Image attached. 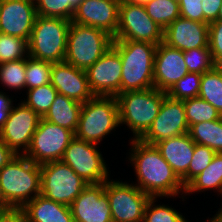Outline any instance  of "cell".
I'll return each instance as SVG.
<instances>
[{"label":"cell","instance_id":"obj_32","mask_svg":"<svg viewBox=\"0 0 222 222\" xmlns=\"http://www.w3.org/2000/svg\"><path fill=\"white\" fill-rule=\"evenodd\" d=\"M58 92L51 83L29 89L27 92V100L23 101L41 118L48 112L51 104L54 102Z\"/></svg>","mask_w":222,"mask_h":222},{"label":"cell","instance_id":"obj_5","mask_svg":"<svg viewBox=\"0 0 222 222\" xmlns=\"http://www.w3.org/2000/svg\"><path fill=\"white\" fill-rule=\"evenodd\" d=\"M119 124L116 96H94L82 104L75 137L98 144Z\"/></svg>","mask_w":222,"mask_h":222},{"label":"cell","instance_id":"obj_38","mask_svg":"<svg viewBox=\"0 0 222 222\" xmlns=\"http://www.w3.org/2000/svg\"><path fill=\"white\" fill-rule=\"evenodd\" d=\"M183 56L188 71L191 73L203 74L213 68V59L209 46L184 51Z\"/></svg>","mask_w":222,"mask_h":222},{"label":"cell","instance_id":"obj_42","mask_svg":"<svg viewBox=\"0 0 222 222\" xmlns=\"http://www.w3.org/2000/svg\"><path fill=\"white\" fill-rule=\"evenodd\" d=\"M0 222H26L22 208H11L0 212Z\"/></svg>","mask_w":222,"mask_h":222},{"label":"cell","instance_id":"obj_1","mask_svg":"<svg viewBox=\"0 0 222 222\" xmlns=\"http://www.w3.org/2000/svg\"><path fill=\"white\" fill-rule=\"evenodd\" d=\"M130 161L134 164L141 191L150 197L177 196L185 187L171 166L164 160L155 145L131 139Z\"/></svg>","mask_w":222,"mask_h":222},{"label":"cell","instance_id":"obj_8","mask_svg":"<svg viewBox=\"0 0 222 222\" xmlns=\"http://www.w3.org/2000/svg\"><path fill=\"white\" fill-rule=\"evenodd\" d=\"M40 171V195L67 206L89 185L62 161L41 164Z\"/></svg>","mask_w":222,"mask_h":222},{"label":"cell","instance_id":"obj_26","mask_svg":"<svg viewBox=\"0 0 222 222\" xmlns=\"http://www.w3.org/2000/svg\"><path fill=\"white\" fill-rule=\"evenodd\" d=\"M209 189L222 195V153H216L209 166L185 187V194Z\"/></svg>","mask_w":222,"mask_h":222},{"label":"cell","instance_id":"obj_7","mask_svg":"<svg viewBox=\"0 0 222 222\" xmlns=\"http://www.w3.org/2000/svg\"><path fill=\"white\" fill-rule=\"evenodd\" d=\"M112 43L113 37L107 32L71 22L64 61L86 71L112 47Z\"/></svg>","mask_w":222,"mask_h":222},{"label":"cell","instance_id":"obj_37","mask_svg":"<svg viewBox=\"0 0 222 222\" xmlns=\"http://www.w3.org/2000/svg\"><path fill=\"white\" fill-rule=\"evenodd\" d=\"M156 197H151L146 204L142 222H188L183 215L172 207L154 205Z\"/></svg>","mask_w":222,"mask_h":222},{"label":"cell","instance_id":"obj_36","mask_svg":"<svg viewBox=\"0 0 222 222\" xmlns=\"http://www.w3.org/2000/svg\"><path fill=\"white\" fill-rule=\"evenodd\" d=\"M215 154L216 152L211 148L195 144L193 159L187 173L181 178L184 187L209 166Z\"/></svg>","mask_w":222,"mask_h":222},{"label":"cell","instance_id":"obj_2","mask_svg":"<svg viewBox=\"0 0 222 222\" xmlns=\"http://www.w3.org/2000/svg\"><path fill=\"white\" fill-rule=\"evenodd\" d=\"M158 45L134 40H113L122 61L121 93L154 88V57Z\"/></svg>","mask_w":222,"mask_h":222},{"label":"cell","instance_id":"obj_10","mask_svg":"<svg viewBox=\"0 0 222 222\" xmlns=\"http://www.w3.org/2000/svg\"><path fill=\"white\" fill-rule=\"evenodd\" d=\"M109 180L104 183L112 222H142L146 204L151 197L132 183Z\"/></svg>","mask_w":222,"mask_h":222},{"label":"cell","instance_id":"obj_43","mask_svg":"<svg viewBox=\"0 0 222 222\" xmlns=\"http://www.w3.org/2000/svg\"><path fill=\"white\" fill-rule=\"evenodd\" d=\"M12 99L0 92V128L8 119L10 109L12 108Z\"/></svg>","mask_w":222,"mask_h":222},{"label":"cell","instance_id":"obj_19","mask_svg":"<svg viewBox=\"0 0 222 222\" xmlns=\"http://www.w3.org/2000/svg\"><path fill=\"white\" fill-rule=\"evenodd\" d=\"M209 23L178 17L163 31V42L181 51L208 47Z\"/></svg>","mask_w":222,"mask_h":222},{"label":"cell","instance_id":"obj_14","mask_svg":"<svg viewBox=\"0 0 222 222\" xmlns=\"http://www.w3.org/2000/svg\"><path fill=\"white\" fill-rule=\"evenodd\" d=\"M18 105L10 109L8 119L0 128L1 140L17 155L20 154L21 147V154L27 151L41 118L24 102Z\"/></svg>","mask_w":222,"mask_h":222},{"label":"cell","instance_id":"obj_40","mask_svg":"<svg viewBox=\"0 0 222 222\" xmlns=\"http://www.w3.org/2000/svg\"><path fill=\"white\" fill-rule=\"evenodd\" d=\"M208 46L212 59L222 53V20L209 23Z\"/></svg>","mask_w":222,"mask_h":222},{"label":"cell","instance_id":"obj_34","mask_svg":"<svg viewBox=\"0 0 222 222\" xmlns=\"http://www.w3.org/2000/svg\"><path fill=\"white\" fill-rule=\"evenodd\" d=\"M26 54V56H25ZM28 57V41L0 33V64Z\"/></svg>","mask_w":222,"mask_h":222},{"label":"cell","instance_id":"obj_45","mask_svg":"<svg viewBox=\"0 0 222 222\" xmlns=\"http://www.w3.org/2000/svg\"><path fill=\"white\" fill-rule=\"evenodd\" d=\"M12 207L7 203L1 189L0 185V212H5L7 210H10Z\"/></svg>","mask_w":222,"mask_h":222},{"label":"cell","instance_id":"obj_22","mask_svg":"<svg viewBox=\"0 0 222 222\" xmlns=\"http://www.w3.org/2000/svg\"><path fill=\"white\" fill-rule=\"evenodd\" d=\"M164 160L181 179L193 159L195 143L188 133L162 140L155 144Z\"/></svg>","mask_w":222,"mask_h":222},{"label":"cell","instance_id":"obj_49","mask_svg":"<svg viewBox=\"0 0 222 222\" xmlns=\"http://www.w3.org/2000/svg\"><path fill=\"white\" fill-rule=\"evenodd\" d=\"M218 20H222V3L218 13Z\"/></svg>","mask_w":222,"mask_h":222},{"label":"cell","instance_id":"obj_30","mask_svg":"<svg viewBox=\"0 0 222 222\" xmlns=\"http://www.w3.org/2000/svg\"><path fill=\"white\" fill-rule=\"evenodd\" d=\"M38 16L57 17L71 21L83 0H34Z\"/></svg>","mask_w":222,"mask_h":222},{"label":"cell","instance_id":"obj_31","mask_svg":"<svg viewBox=\"0 0 222 222\" xmlns=\"http://www.w3.org/2000/svg\"><path fill=\"white\" fill-rule=\"evenodd\" d=\"M52 62L35 59L28 55L26 59L27 90L49 84L51 82Z\"/></svg>","mask_w":222,"mask_h":222},{"label":"cell","instance_id":"obj_28","mask_svg":"<svg viewBox=\"0 0 222 222\" xmlns=\"http://www.w3.org/2000/svg\"><path fill=\"white\" fill-rule=\"evenodd\" d=\"M148 16L163 30L180 17L178 0H153L144 5Z\"/></svg>","mask_w":222,"mask_h":222},{"label":"cell","instance_id":"obj_47","mask_svg":"<svg viewBox=\"0 0 222 222\" xmlns=\"http://www.w3.org/2000/svg\"><path fill=\"white\" fill-rule=\"evenodd\" d=\"M120 3H128L132 5H146L147 3L153 1V0H120Z\"/></svg>","mask_w":222,"mask_h":222},{"label":"cell","instance_id":"obj_46","mask_svg":"<svg viewBox=\"0 0 222 222\" xmlns=\"http://www.w3.org/2000/svg\"><path fill=\"white\" fill-rule=\"evenodd\" d=\"M213 68L222 73V53L213 59Z\"/></svg>","mask_w":222,"mask_h":222},{"label":"cell","instance_id":"obj_20","mask_svg":"<svg viewBox=\"0 0 222 222\" xmlns=\"http://www.w3.org/2000/svg\"><path fill=\"white\" fill-rule=\"evenodd\" d=\"M189 73L183 51L165 44L157 46L154 57V87L167 92L175 83Z\"/></svg>","mask_w":222,"mask_h":222},{"label":"cell","instance_id":"obj_24","mask_svg":"<svg viewBox=\"0 0 222 222\" xmlns=\"http://www.w3.org/2000/svg\"><path fill=\"white\" fill-rule=\"evenodd\" d=\"M81 107L82 103L58 93L43 119L71 130L75 134Z\"/></svg>","mask_w":222,"mask_h":222},{"label":"cell","instance_id":"obj_50","mask_svg":"<svg viewBox=\"0 0 222 222\" xmlns=\"http://www.w3.org/2000/svg\"><path fill=\"white\" fill-rule=\"evenodd\" d=\"M209 222H216L213 218H211V220H209Z\"/></svg>","mask_w":222,"mask_h":222},{"label":"cell","instance_id":"obj_3","mask_svg":"<svg viewBox=\"0 0 222 222\" xmlns=\"http://www.w3.org/2000/svg\"><path fill=\"white\" fill-rule=\"evenodd\" d=\"M0 185L8 204L12 208H23L40 195V165L23 154L16 155L0 169Z\"/></svg>","mask_w":222,"mask_h":222},{"label":"cell","instance_id":"obj_18","mask_svg":"<svg viewBox=\"0 0 222 222\" xmlns=\"http://www.w3.org/2000/svg\"><path fill=\"white\" fill-rule=\"evenodd\" d=\"M120 0H83L75 9L71 22L95 27L113 38L118 29Z\"/></svg>","mask_w":222,"mask_h":222},{"label":"cell","instance_id":"obj_15","mask_svg":"<svg viewBox=\"0 0 222 222\" xmlns=\"http://www.w3.org/2000/svg\"><path fill=\"white\" fill-rule=\"evenodd\" d=\"M86 74L95 96H117L121 93L122 61L113 47L94 62Z\"/></svg>","mask_w":222,"mask_h":222},{"label":"cell","instance_id":"obj_17","mask_svg":"<svg viewBox=\"0 0 222 222\" xmlns=\"http://www.w3.org/2000/svg\"><path fill=\"white\" fill-rule=\"evenodd\" d=\"M74 222H112L105 183L89 184L71 203Z\"/></svg>","mask_w":222,"mask_h":222},{"label":"cell","instance_id":"obj_29","mask_svg":"<svg viewBox=\"0 0 222 222\" xmlns=\"http://www.w3.org/2000/svg\"><path fill=\"white\" fill-rule=\"evenodd\" d=\"M188 126L220 119L222 116L210 103L200 97L183 100Z\"/></svg>","mask_w":222,"mask_h":222},{"label":"cell","instance_id":"obj_25","mask_svg":"<svg viewBox=\"0 0 222 222\" xmlns=\"http://www.w3.org/2000/svg\"><path fill=\"white\" fill-rule=\"evenodd\" d=\"M188 134L195 144L222 153V117L214 121L193 124L189 127Z\"/></svg>","mask_w":222,"mask_h":222},{"label":"cell","instance_id":"obj_41","mask_svg":"<svg viewBox=\"0 0 222 222\" xmlns=\"http://www.w3.org/2000/svg\"><path fill=\"white\" fill-rule=\"evenodd\" d=\"M222 0H202L204 23L218 20V13Z\"/></svg>","mask_w":222,"mask_h":222},{"label":"cell","instance_id":"obj_9","mask_svg":"<svg viewBox=\"0 0 222 222\" xmlns=\"http://www.w3.org/2000/svg\"><path fill=\"white\" fill-rule=\"evenodd\" d=\"M74 137L71 130L40 118L30 145L23 155L39 165L61 161L65 149Z\"/></svg>","mask_w":222,"mask_h":222},{"label":"cell","instance_id":"obj_23","mask_svg":"<svg viewBox=\"0 0 222 222\" xmlns=\"http://www.w3.org/2000/svg\"><path fill=\"white\" fill-rule=\"evenodd\" d=\"M26 222H74L70 206L36 196L23 208Z\"/></svg>","mask_w":222,"mask_h":222},{"label":"cell","instance_id":"obj_21","mask_svg":"<svg viewBox=\"0 0 222 222\" xmlns=\"http://www.w3.org/2000/svg\"><path fill=\"white\" fill-rule=\"evenodd\" d=\"M50 83L59 94L82 104L95 96L90 89L86 71L65 61L52 63Z\"/></svg>","mask_w":222,"mask_h":222},{"label":"cell","instance_id":"obj_4","mask_svg":"<svg viewBox=\"0 0 222 222\" xmlns=\"http://www.w3.org/2000/svg\"><path fill=\"white\" fill-rule=\"evenodd\" d=\"M166 92L157 88L130 91L118 94L119 124H126L140 139L157 117Z\"/></svg>","mask_w":222,"mask_h":222},{"label":"cell","instance_id":"obj_6","mask_svg":"<svg viewBox=\"0 0 222 222\" xmlns=\"http://www.w3.org/2000/svg\"><path fill=\"white\" fill-rule=\"evenodd\" d=\"M70 24L63 18L37 15L28 40V55L52 63L63 62Z\"/></svg>","mask_w":222,"mask_h":222},{"label":"cell","instance_id":"obj_44","mask_svg":"<svg viewBox=\"0 0 222 222\" xmlns=\"http://www.w3.org/2000/svg\"><path fill=\"white\" fill-rule=\"evenodd\" d=\"M16 153L0 138V169L16 157Z\"/></svg>","mask_w":222,"mask_h":222},{"label":"cell","instance_id":"obj_16","mask_svg":"<svg viewBox=\"0 0 222 222\" xmlns=\"http://www.w3.org/2000/svg\"><path fill=\"white\" fill-rule=\"evenodd\" d=\"M36 17L34 0H0V33L28 41Z\"/></svg>","mask_w":222,"mask_h":222},{"label":"cell","instance_id":"obj_27","mask_svg":"<svg viewBox=\"0 0 222 222\" xmlns=\"http://www.w3.org/2000/svg\"><path fill=\"white\" fill-rule=\"evenodd\" d=\"M198 97L210 103L222 116V73L214 68L203 73Z\"/></svg>","mask_w":222,"mask_h":222},{"label":"cell","instance_id":"obj_12","mask_svg":"<svg viewBox=\"0 0 222 222\" xmlns=\"http://www.w3.org/2000/svg\"><path fill=\"white\" fill-rule=\"evenodd\" d=\"M163 29L146 13L143 5L120 3L118 29L113 40H134L159 45Z\"/></svg>","mask_w":222,"mask_h":222},{"label":"cell","instance_id":"obj_13","mask_svg":"<svg viewBox=\"0 0 222 222\" xmlns=\"http://www.w3.org/2000/svg\"><path fill=\"white\" fill-rule=\"evenodd\" d=\"M188 130L183 101L166 95L157 117L140 140L155 145L162 140L188 133Z\"/></svg>","mask_w":222,"mask_h":222},{"label":"cell","instance_id":"obj_33","mask_svg":"<svg viewBox=\"0 0 222 222\" xmlns=\"http://www.w3.org/2000/svg\"><path fill=\"white\" fill-rule=\"evenodd\" d=\"M0 80L10 89L25 88L26 58L0 64Z\"/></svg>","mask_w":222,"mask_h":222},{"label":"cell","instance_id":"obj_11","mask_svg":"<svg viewBox=\"0 0 222 222\" xmlns=\"http://www.w3.org/2000/svg\"><path fill=\"white\" fill-rule=\"evenodd\" d=\"M96 146L74 137L61 159L88 184H101L109 178L106 162Z\"/></svg>","mask_w":222,"mask_h":222},{"label":"cell","instance_id":"obj_39","mask_svg":"<svg viewBox=\"0 0 222 222\" xmlns=\"http://www.w3.org/2000/svg\"><path fill=\"white\" fill-rule=\"evenodd\" d=\"M180 17L203 22L202 0H178Z\"/></svg>","mask_w":222,"mask_h":222},{"label":"cell","instance_id":"obj_35","mask_svg":"<svg viewBox=\"0 0 222 222\" xmlns=\"http://www.w3.org/2000/svg\"><path fill=\"white\" fill-rule=\"evenodd\" d=\"M202 74L187 73L175 83L166 94L180 101L198 97L201 85Z\"/></svg>","mask_w":222,"mask_h":222},{"label":"cell","instance_id":"obj_48","mask_svg":"<svg viewBox=\"0 0 222 222\" xmlns=\"http://www.w3.org/2000/svg\"><path fill=\"white\" fill-rule=\"evenodd\" d=\"M216 222H222V208L219 209L218 213L213 217Z\"/></svg>","mask_w":222,"mask_h":222}]
</instances>
